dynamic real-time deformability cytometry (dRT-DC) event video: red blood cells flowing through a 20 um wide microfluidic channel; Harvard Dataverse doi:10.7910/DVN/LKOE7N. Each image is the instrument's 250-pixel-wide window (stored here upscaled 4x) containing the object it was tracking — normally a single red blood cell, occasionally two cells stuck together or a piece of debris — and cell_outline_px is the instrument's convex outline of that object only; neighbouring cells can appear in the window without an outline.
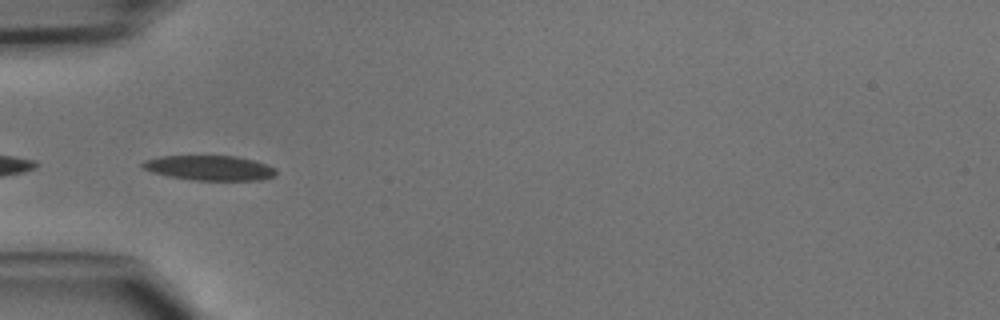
{"species": "common noctule bat (a hibernating species)", "species_latin": "Nyctalus noctula", "temperature_condition": "cold", "stored_images_in_passage": 7, "camera_frame_rate_fps": 3000, "um_per_image_px": 0.085, "animal": {"sex": "male", "body_mass_g": 15.6}, "frame": {"image": 1, "passage_image": 3, "time_ms": 0.667, "image_size_px": [1000, 320], "cell_outline_px": [[276, 176], [260, 180], [192, 180], [168, 176], [152, 172], [140, 168], [140, 164], [144, 160], [160, 156], [236, 156], [256, 160], [268, 164], [276, 168]], "centroid_in_image_um": [17.82, 14.27], "position_along_channel_um": 67.2, "area_um2": 19.65}}